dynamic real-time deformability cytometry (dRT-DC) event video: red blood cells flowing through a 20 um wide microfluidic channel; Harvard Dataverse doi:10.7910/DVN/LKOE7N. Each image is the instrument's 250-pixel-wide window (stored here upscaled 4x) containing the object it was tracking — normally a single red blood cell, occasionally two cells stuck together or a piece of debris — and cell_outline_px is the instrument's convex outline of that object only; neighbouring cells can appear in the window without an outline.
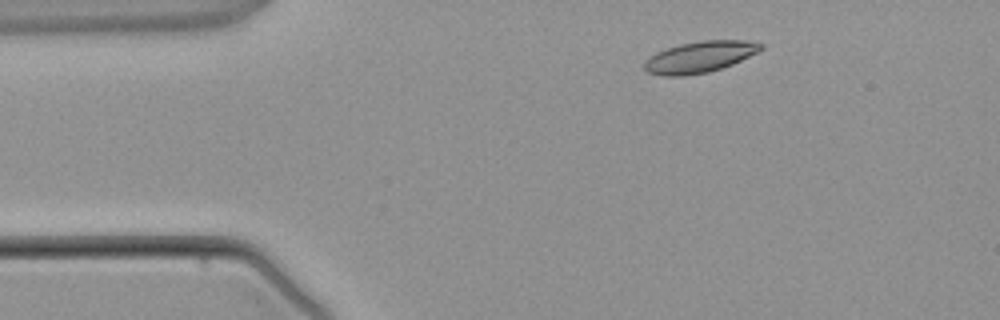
{"species": "common noctule bat (a hibernating species)", "species_latin": "Nyctalus noctula", "temperature_condition": "warm", "stored_images_in_passage": 2, "camera_frame_rate_fps": 3000, "um_per_image_px": 0.085, "animal": {"sex": "male", "body_mass_g": 21.5, "forearm_length_mm": 52.0}, "frame": {"image": 1, "passage_image": 2, "time_ms": 1.0, "image_size_px": [1000, 320], "cell_outline_px": [[764, 48], [732, 64], [708, 72], [684, 76], [664, 76], [648, 72], [644, 68], [644, 64], [656, 52], [680, 44], [700, 40], [744, 40], [764, 44]], "centroid_in_image_um": [59.48, 4.83], "position_along_channel_um": 25.5, "area_um2": 20.92}}